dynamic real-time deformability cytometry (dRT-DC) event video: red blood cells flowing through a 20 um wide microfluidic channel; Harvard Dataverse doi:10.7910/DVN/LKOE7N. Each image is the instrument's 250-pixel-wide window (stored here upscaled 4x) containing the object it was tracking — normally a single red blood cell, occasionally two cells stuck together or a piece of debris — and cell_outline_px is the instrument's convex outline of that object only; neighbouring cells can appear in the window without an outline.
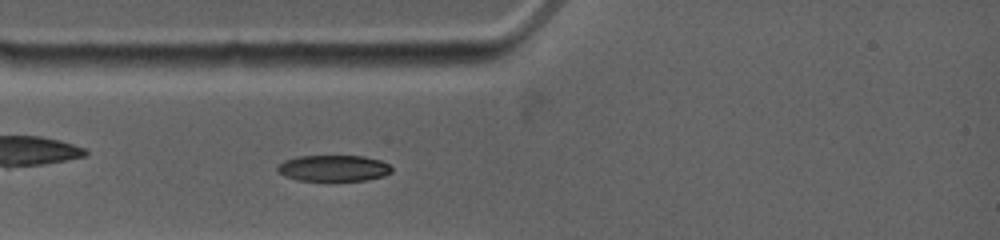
{"species": "common noctule bat (a hibernating species)", "species_latin": "Nyctalus noctula", "temperature_condition": "warm", "stored_images_in_passage": 49, "camera_frame_rate_fps": 4500, "um_per_image_px": 0.085, "animal": {"sex": "female", "body_mass_g": 19.0, "forearm_length_mm": 53.3}, "frame": {"image": 1, "passage_image": 7, "time_ms": 2.0, "image_size_px": [1000, 240], "cell_outline_px": [[392, 172], [384, 176], [368, 180], [296, 180], [284, 176], [276, 172], [276, 168], [284, 160], [296, 156], [364, 156], [380, 160], [388, 164], [392, 168]], "centroid_in_image_um": [28.33, 14.29], "position_along_channel_um": 56.7, "area_um2": 17.51}}
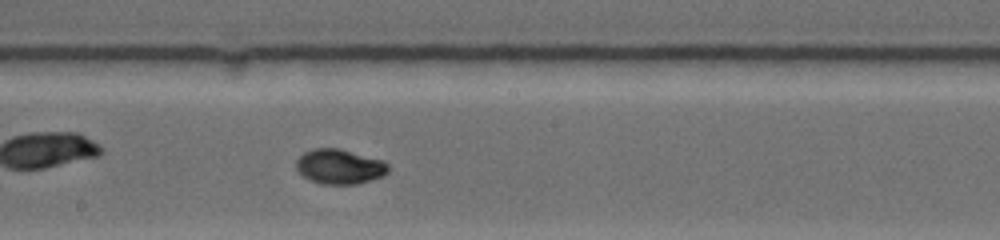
{"frame": {"image": 2, "passage_image": 29, "time_ms": 6.222, "image_size_px": [1000, 240], "cell_outline_px": [[388, 172], [384, 176], [356, 184], [320, 184], [304, 176], [296, 168], [296, 160], [304, 152], [312, 148], [340, 148], [384, 160], [388, 164]], "centroid_in_image_um": [28.89, 14.15], "position_along_channel_um": 219.3, "area_um2": 18.79}}
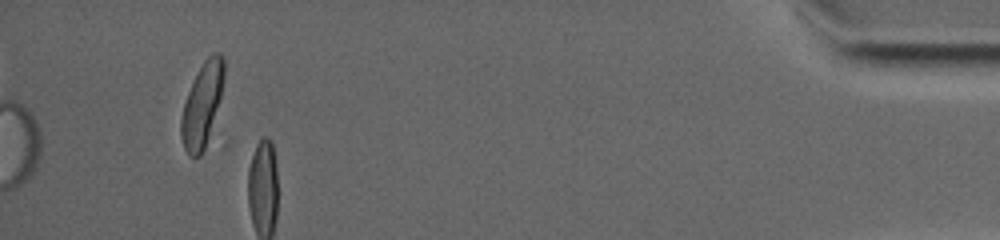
{"frame": {"image": 3, "passage_image": 46, "time_ms": 13.556, "image_size_px": [1000, 240], "cell_outline_px": [[228, 144], [224, 148], [200, 156], [188, 156], [184, 148], [180, 136], [180, 120], [184, 104], [188, 92], [204, 60], [212, 52], [220, 52], [224, 56], [228, 140]], "centroid_in_image_um": [17.51, 9.33], "position_along_channel_um": 417.7, "area_um2": 27.11}, "authors_computed_cell_mechanics": {"area_um2": 18.2648, "velocity_mm_per_s": 3.8494, "shape_relaxation_time_tau1_ms": 3.9637, "shape_relaxation_time_tau2_ms": 1.0411, "deformation_change_tau1": 0.2162, "deformation_change_tau2": 0.0261}}